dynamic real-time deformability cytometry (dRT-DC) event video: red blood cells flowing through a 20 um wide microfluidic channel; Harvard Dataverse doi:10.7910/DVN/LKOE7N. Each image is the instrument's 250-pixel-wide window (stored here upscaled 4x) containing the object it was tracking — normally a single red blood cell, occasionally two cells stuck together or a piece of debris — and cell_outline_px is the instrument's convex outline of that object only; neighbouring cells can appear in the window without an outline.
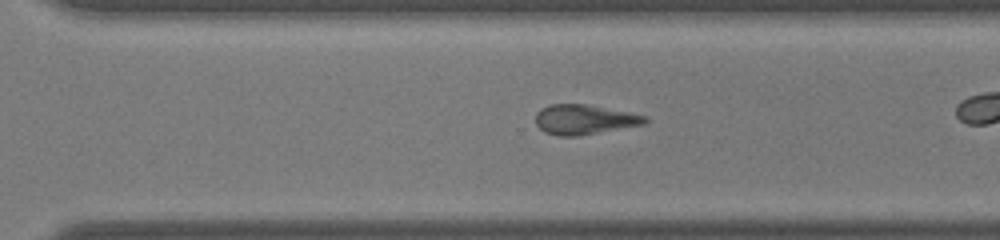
{"species": "common noctule bat (a hibernating species)", "species_latin": "Nyctalus noctula", "temperature_condition": "warm", "stored_images_in_passage": 35, "camera_frame_rate_fps": 3000, "um_per_image_px": 0.085, "animal": {"sex": "male", "body_mass_g": 19.0, "forearm_length_mm": 50.8}, "frame": {"image": 1, "passage_image": 30, "time_ms": 9.667, "image_size_px": [1000, 240], "cell_outline_px": [[648, 120], [644, 124], [576, 136], [560, 136], [544, 132], [536, 124], [536, 112], [540, 108], [552, 104], [584, 104], [628, 112], [648, 116]], "centroid_in_image_um": [49.64, 10.15], "position_along_channel_um": 321.0, "area_um2": 18.79}}